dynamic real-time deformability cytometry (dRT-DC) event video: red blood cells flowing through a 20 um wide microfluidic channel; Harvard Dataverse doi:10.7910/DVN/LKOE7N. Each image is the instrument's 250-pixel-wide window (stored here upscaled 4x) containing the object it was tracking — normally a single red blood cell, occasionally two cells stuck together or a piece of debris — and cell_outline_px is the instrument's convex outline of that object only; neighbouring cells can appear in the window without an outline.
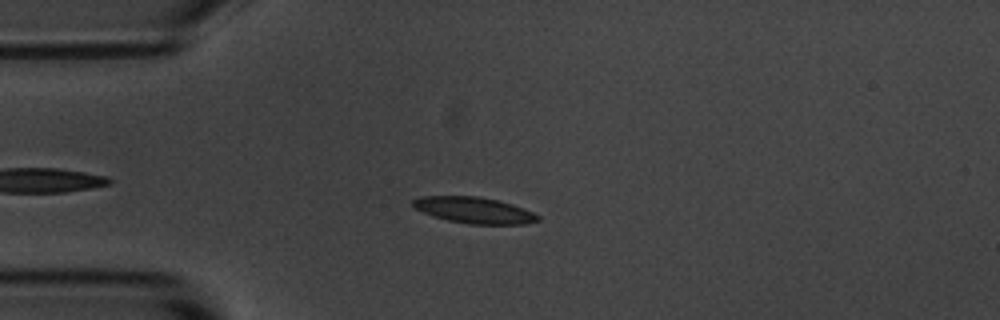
{"species": "common noctule bat (a hibernating species)", "species_latin": "Nyctalus noctula", "temperature_condition": "room temperature", "stored_images_in_passage": 49, "camera_frame_rate_fps": 3000, "um_per_image_px": 0.085, "animal": {"sex": "male", "body_mass_g": 20.1, "forearm_length_mm": 53.5}, "frame": {"image": 1, "passage_image": 8, "time_ms": 2.333, "image_size_px": [1000, 320], "cell_outline_px": [[540, 220], [524, 224], [468, 224], [448, 220], [432, 216], [412, 208], [412, 200], [420, 196], [476, 196], [496, 200], [512, 204], [524, 208], [540, 216]], "centroid_in_image_um": [40.26, 17.87], "position_along_channel_um": 44.7, "area_um2": 19.13}}
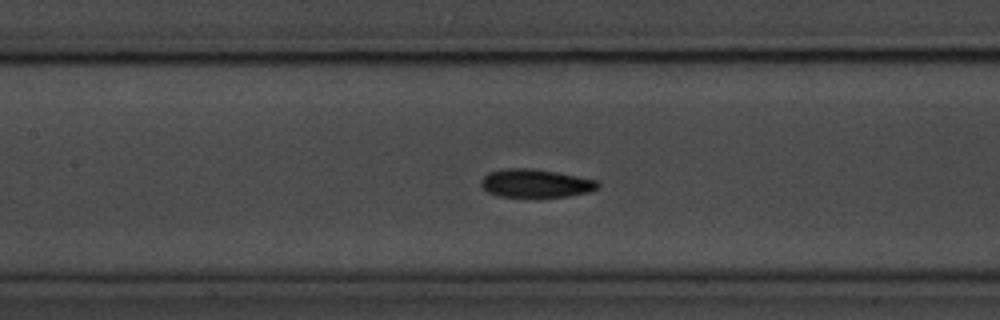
{"frame": {"image": 2, "passage_image": 19, "time_ms": 6.0, "image_size_px": [1000, 320], "cell_outline_px": [[600, 184], [596, 188], [588, 192], [568, 196], [532, 200], [500, 196], [488, 192], [480, 184], [480, 180], [488, 172], [504, 168], [532, 168], [556, 172], [596, 180]], "centroid_in_image_um": [45.48, 15.62], "position_along_channel_um": 161.9, "area_um2": 19.94}}
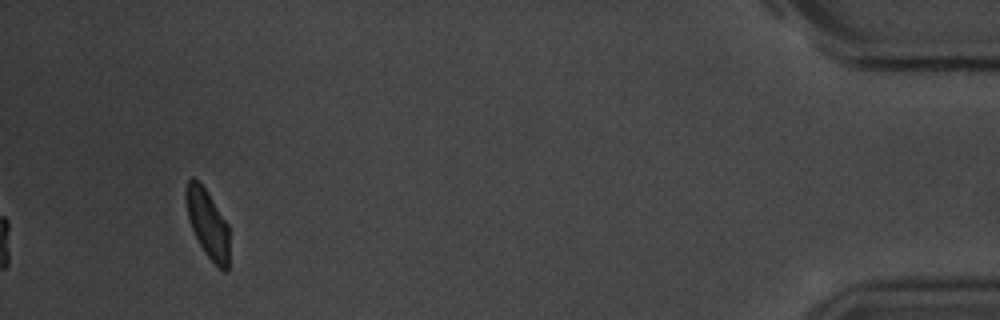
{"frame": {"image": 3, "passage_image": 46, "time_ms": 15.0, "image_size_px": [1000, 320], "cell_outline_px": [[228, 272], [224, 272], [204, 252], [192, 228], [188, 216], [184, 196], [184, 192], [188, 180], [192, 176], [208, 192], [228, 224]], "centroid_in_image_um": [17.64, 18.98], "position_along_channel_um": 417.6, "area_um2": 17.05}, "authors_computed_cell_mechanics": {"area_um2": 19.2474, "velocity_mm_per_s": 3.6501, "shape_relaxation_time_tau1_ms": 2.56, "shape_relaxation_time_tau2_ms": 2.9757, "deformation_change_tau1": 0.0997, "deformation_change_tau2": 0.0825}}